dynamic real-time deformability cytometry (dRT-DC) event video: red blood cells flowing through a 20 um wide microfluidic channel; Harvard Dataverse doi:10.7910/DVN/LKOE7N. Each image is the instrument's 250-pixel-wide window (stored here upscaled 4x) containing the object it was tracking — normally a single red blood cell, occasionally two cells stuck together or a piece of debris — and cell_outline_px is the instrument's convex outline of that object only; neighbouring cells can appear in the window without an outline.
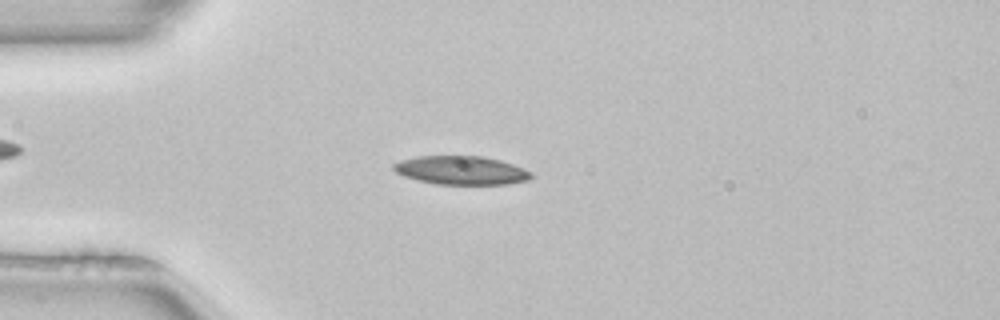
{"species": "common noctule bat (a hibernating species)", "species_latin": "Nyctalus noctula", "temperature_condition": "room temperature", "stored_images_in_passage": 48, "camera_frame_rate_fps": 3000, "um_per_image_px": 0.085, "animal": {"sex": "female", "body_mass_g": 22.7, "forearm_length_mm": 54.2}, "frame": {"image": 1, "passage_image": 10, "time_ms": 3.0, "image_size_px": [1000, 320], "cell_outline_px": [[536, 176], [528, 180], [508, 184], [436, 184], [416, 180], [404, 176], [396, 172], [392, 168], [392, 164], [400, 160], [416, 156], [484, 156], [500, 160], [524, 168], [532, 172]], "centroid_in_image_um": [39.21, 14.47], "position_along_channel_um": 45.8, "area_um2": 23.18}}
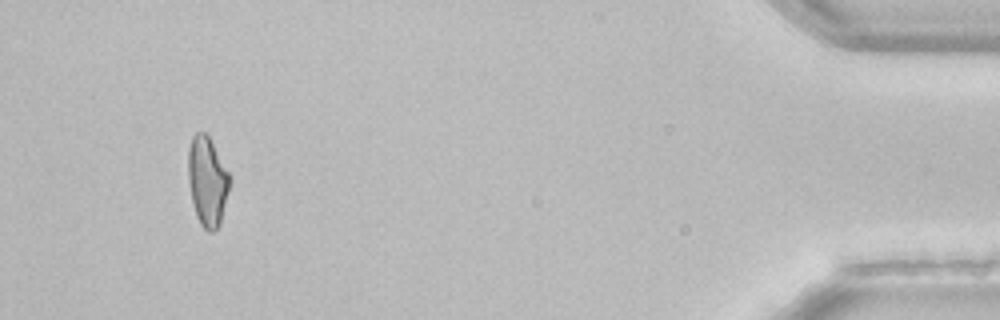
{"frame": {"image": 2, "passage_image": 45, "time_ms": 14.667, "image_size_px": [1000, 320], "cell_outline_px": [[232, 180], [220, 224], [212, 232], [208, 232], [200, 224], [196, 216], [192, 200], [188, 180], [188, 148], [192, 136], [196, 132], [204, 132], [208, 136], [228, 172]], "centroid_in_image_um": [17.62, 15.42], "position_along_channel_um": 417.6, "area_um2": 21.62}, "authors_computed_cell_mechanics": {"area_um2": 22.5131, "velocity_mm_per_s": 3.9876, "shape_relaxation_time_tau1_ms": null, "shape_relaxation_time_tau2_ms": 6.6308, "deformation_change_tau1": null, "deformation_change_tau2": 0.1606}}